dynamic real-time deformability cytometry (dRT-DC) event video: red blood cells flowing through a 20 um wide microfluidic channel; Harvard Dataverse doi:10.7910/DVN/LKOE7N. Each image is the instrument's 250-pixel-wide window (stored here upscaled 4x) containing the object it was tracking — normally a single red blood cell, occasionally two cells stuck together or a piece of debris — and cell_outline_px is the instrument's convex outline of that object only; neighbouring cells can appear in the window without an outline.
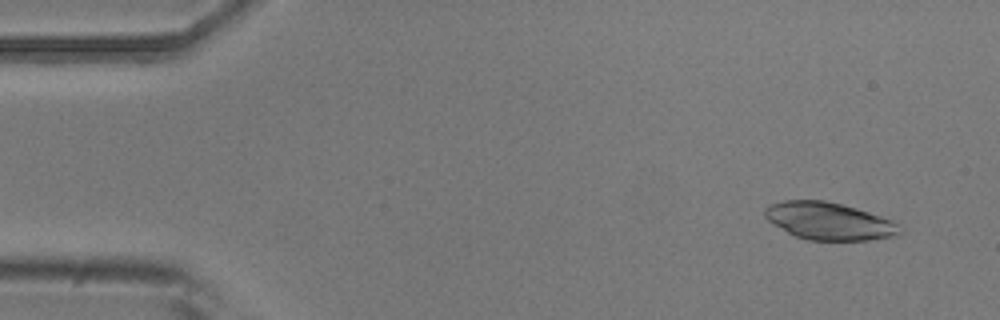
{"species": "common noctule bat (a hibernating species)", "species_latin": "Nyctalus noctula", "temperature_condition": "room temperature", "stored_images_in_passage": 52, "camera_frame_rate_fps": 3000, "um_per_image_px": 0.085, "animal": {"sex": "male", "body_mass_g": 20.5, "forearm_length_mm": 52.5}, "frame": {"image": 1, "passage_image": 4, "time_ms": 1.0, "image_size_px": [1000, 320], "cell_outline_px": [[904, 232], [896, 236], [868, 240], [808, 240], [796, 236], [788, 232], [768, 220], [764, 216], [764, 208], [772, 204], [784, 200], [824, 200], [856, 208], [892, 220]], "centroid_in_image_um": [70.48, 18.79], "position_along_channel_um": 14.5, "area_um2": 29.19}}